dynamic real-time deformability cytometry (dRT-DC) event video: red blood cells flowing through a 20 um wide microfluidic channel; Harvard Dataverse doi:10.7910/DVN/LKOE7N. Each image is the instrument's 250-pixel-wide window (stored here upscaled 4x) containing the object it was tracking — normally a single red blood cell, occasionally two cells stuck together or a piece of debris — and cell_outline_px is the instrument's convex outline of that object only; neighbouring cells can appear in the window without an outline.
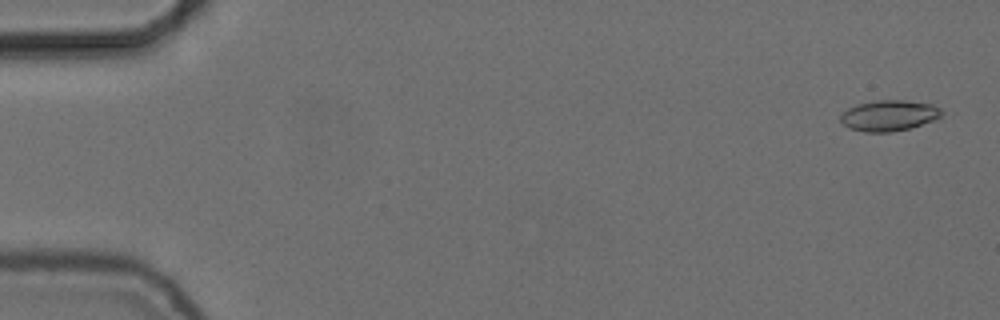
{"species": "common noctule bat (a hibernating species)", "species_latin": "Nyctalus noctula", "temperature_condition": "cold", "stored_images_in_passage": 48, "camera_frame_rate_fps": 3000, "um_per_image_px": 0.085, "animal": {"sex": "female", "body_mass_g": 24.6, "forearm_length_mm": 56.2}, "frame": {"image": 1, "passage_image": 2, "time_ms": 0.333, "image_size_px": [1000, 320], "cell_outline_px": [[944, 112], [940, 116], [932, 120], [912, 128], [892, 132], [864, 132], [848, 128], [840, 120], [840, 116], [848, 108], [860, 104], [876, 100], [904, 100], [932, 104], [940, 108]], "centroid_in_image_um": [75.57, 9.83], "position_along_channel_um": 9.4, "area_um2": 18.09}}
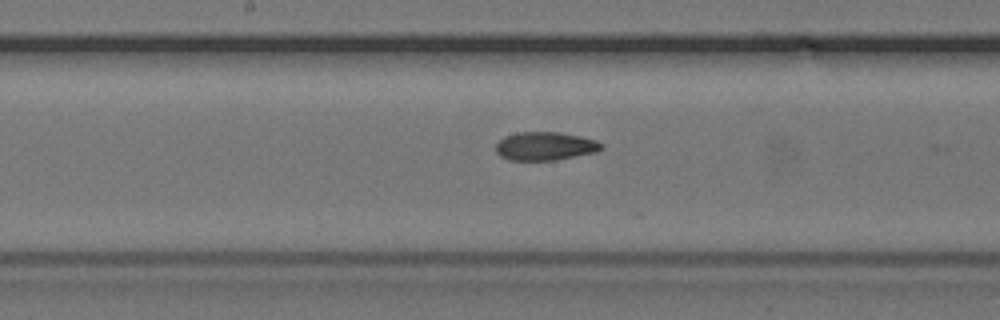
{"frame": {"image": 2, "passage_image": 29, "time_ms": 9.333, "image_size_px": [1000, 320], "cell_outline_px": [[604, 148], [596, 152], [556, 160], [508, 160], [500, 156], [496, 152], [496, 144], [504, 136], [516, 132], [560, 132], [580, 136], [596, 140], [604, 144]], "centroid_in_image_um": [46.34, 12.42], "position_along_channel_um": 201.9, "area_um2": 17.63}}
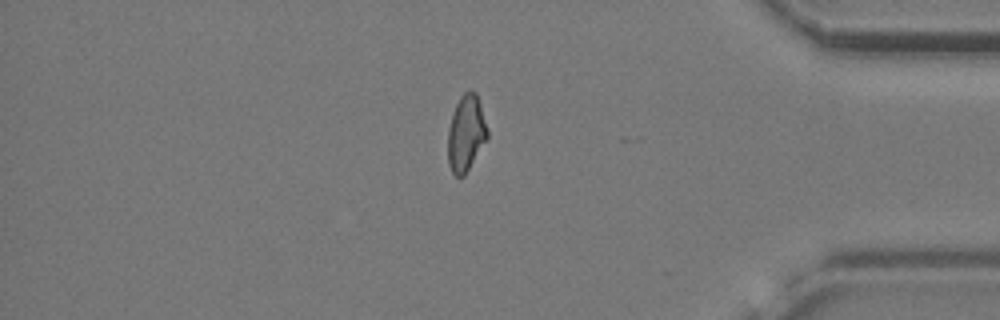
{"frame": {"image": 3, "passage_image": 47, "time_ms": 15.333, "image_size_px": [1000, 320], "cell_outline_px": [[488, 136], [464, 176], [456, 176], [452, 172], [448, 164], [448, 128], [452, 112], [460, 96], [468, 88], [472, 88], [476, 92], [480, 104], [488, 132]], "centroid_in_image_um": [39.59, 11.28], "position_along_channel_um": 395.6, "area_um2": 17.51}, "authors_computed_cell_mechanics": {"area_um2": 17.6868, "velocity_mm_per_s": 3.7176, "shape_relaxation_time_tau1_ms": null, "shape_relaxation_time_tau2_ms": 3.6698, "deformation_change_tau1": null, "deformation_change_tau2": 0.0975}}